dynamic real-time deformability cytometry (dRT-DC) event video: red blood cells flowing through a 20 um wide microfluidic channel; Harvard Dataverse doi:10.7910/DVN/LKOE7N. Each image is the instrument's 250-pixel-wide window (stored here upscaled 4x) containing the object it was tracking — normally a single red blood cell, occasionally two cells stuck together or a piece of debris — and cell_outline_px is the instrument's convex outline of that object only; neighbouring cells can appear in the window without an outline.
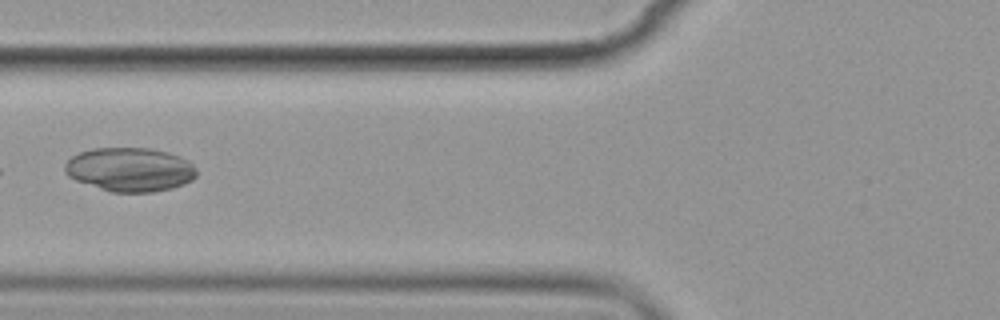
{"species": "common noctule bat (a hibernating species)", "species_latin": "Nyctalus noctula", "temperature_condition": "cold", "stored_images_in_passage": 6, "camera_frame_rate_fps": 3000, "um_per_image_px": 0.085, "animal": {"sex": "female", "body_mass_g": 19.9}, "frame": {"image": 1, "passage_image": 6, "time_ms": 6.667, "image_size_px": [1000, 320], "cell_outline_px": [[196, 176], [192, 180], [184, 184], [172, 188], [152, 192], [112, 192], [76, 180], [68, 176], [64, 172], [64, 164], [72, 156], [80, 152], [92, 148], [152, 148], [168, 152], [180, 156], [188, 160], [196, 168]], "centroid_in_image_um": [11.05, 14.4], "position_along_channel_um": 114.7, "area_um2": 33.81}}